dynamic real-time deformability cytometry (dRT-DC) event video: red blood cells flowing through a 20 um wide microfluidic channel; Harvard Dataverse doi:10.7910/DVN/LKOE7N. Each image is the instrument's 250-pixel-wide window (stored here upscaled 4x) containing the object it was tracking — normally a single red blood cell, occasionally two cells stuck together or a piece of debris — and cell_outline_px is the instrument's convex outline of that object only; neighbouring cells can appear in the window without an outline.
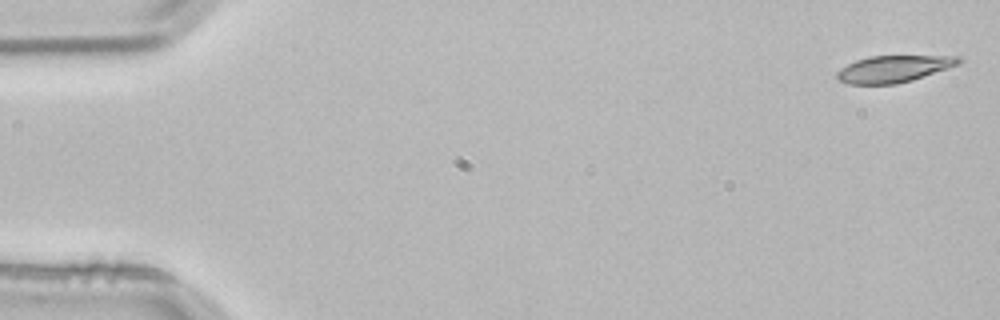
{"species": "common noctule bat (a hibernating species)", "species_latin": "Nyctalus noctula", "temperature_condition": "room temperature", "stored_images_in_passage": 4, "camera_frame_rate_fps": 3000, "um_per_image_px": 0.085, "animal": {"sex": "male", "body_mass_g": 21.5, "forearm_length_mm": 52.0}, "frame": {"image": 1, "passage_image": 1, "time_ms": 0.0, "image_size_px": [1000, 320], "cell_outline_px": [[964, 60], [960, 64], [912, 80], [896, 84], [848, 84], [836, 80], [836, 72], [840, 68], [856, 60], [868, 56], [960, 56]], "centroid_in_image_um": [75.95, 5.85], "position_along_channel_um": 9.1, "area_um2": 19.13}}
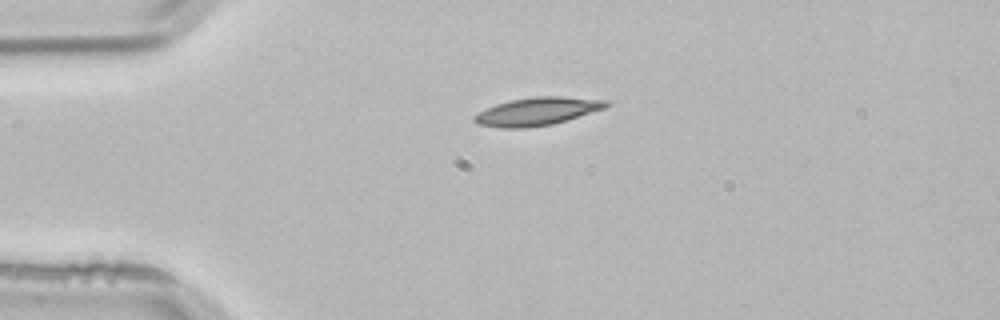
{"frame": {"image": 2, "passage_image": 3, "time_ms": 0.667, "image_size_px": [1000, 320], "cell_outline_px": [[608, 104], [604, 108], [552, 124], [524, 128], [504, 128], [480, 124], [472, 120], [472, 116], [496, 104], [508, 100], [532, 96], [560, 96], [608, 100]], "centroid_in_image_um": [45.63, 9.45], "position_along_channel_um": 39.4, "area_um2": 21.21}}
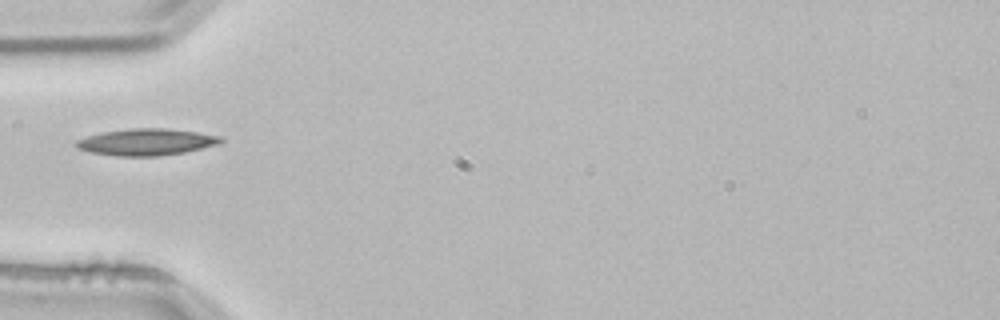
{"frame": {"image": 3, "passage_image": 4, "time_ms": 1.0, "image_size_px": [1000, 320], "cell_outline_px": [[224, 140], [220, 144], [184, 152], [160, 156], [116, 156], [88, 152], [76, 148], [76, 140], [88, 136], [104, 132], [128, 128], [168, 128], [196, 132], [220, 136]], "centroid_in_image_um": [12.44, 12.07], "position_along_channel_um": 72.6, "area_um2": 22.54}}